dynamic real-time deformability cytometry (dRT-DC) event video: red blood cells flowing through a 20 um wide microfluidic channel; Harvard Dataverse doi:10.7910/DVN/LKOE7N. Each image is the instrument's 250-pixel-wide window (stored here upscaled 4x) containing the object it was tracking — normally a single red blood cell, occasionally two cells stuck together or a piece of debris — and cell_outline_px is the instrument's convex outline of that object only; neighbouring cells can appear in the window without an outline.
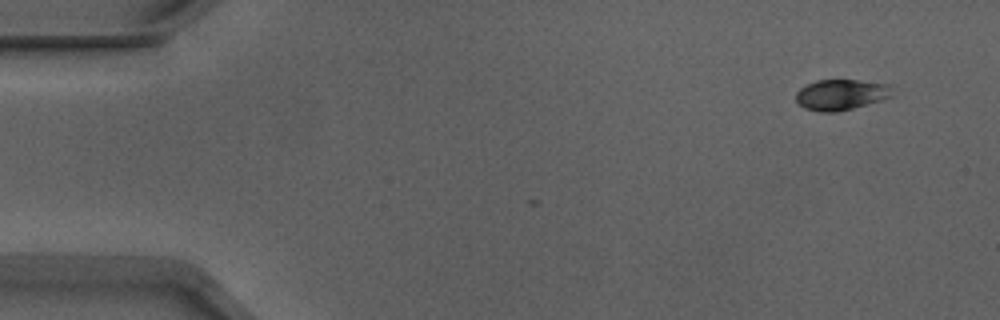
{"species": "Egyptian fruit bat (a non-hibernating species)", "species_latin": "Rousettus aegyptiacus", "temperature_condition": "warm", "stored_images_in_passage": 2, "camera_frame_rate_fps": 3000, "um_per_image_px": 0.085, "animal": {"sex": "male"}, "frame": {"image": 1, "passage_image": 2, "time_ms": 0.333, "image_size_px": [1000, 320], "cell_outline_px": [[892, 96], [880, 100], [852, 108], [836, 112], [820, 112], [804, 108], [796, 100], [796, 92], [800, 88], [816, 80], [856, 80], [892, 84]], "centroid_in_image_um": [71.49, 8.04], "position_along_channel_um": 13.5, "area_um2": 17.17}}